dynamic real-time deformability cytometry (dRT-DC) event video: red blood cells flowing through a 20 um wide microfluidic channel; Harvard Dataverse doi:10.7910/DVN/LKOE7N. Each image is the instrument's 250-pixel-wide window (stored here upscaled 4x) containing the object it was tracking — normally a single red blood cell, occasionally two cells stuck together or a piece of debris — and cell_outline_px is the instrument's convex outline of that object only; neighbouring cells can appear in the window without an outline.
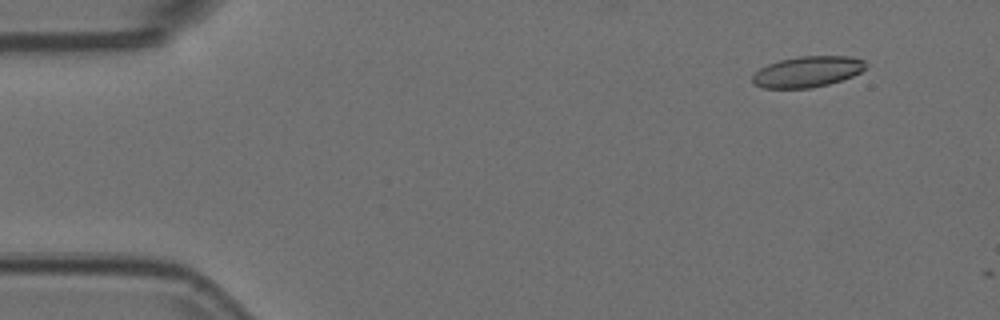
{"species": "Egyptian fruit bat (a non-hibernating species)", "species_latin": "Rousettus aegyptiacus", "temperature_condition": "room temperature", "stored_images_in_passage": 5, "camera_frame_rate_fps": 3000, "um_per_image_px": 0.085, "animal": {"sex": "female"}, "frame": {"image": 1, "passage_image": 1, "time_ms": 0.0, "image_size_px": [1000, 320], "cell_outline_px": [[864, 68], [860, 72], [852, 76], [828, 84], [812, 88], [760, 88], [752, 84], [752, 76], [760, 68], [768, 64], [780, 60], [800, 56], [852, 56], [864, 60]], "centroid_in_image_um": [68.59, 6.1], "position_along_channel_um": 16.4, "area_um2": 20.35}}
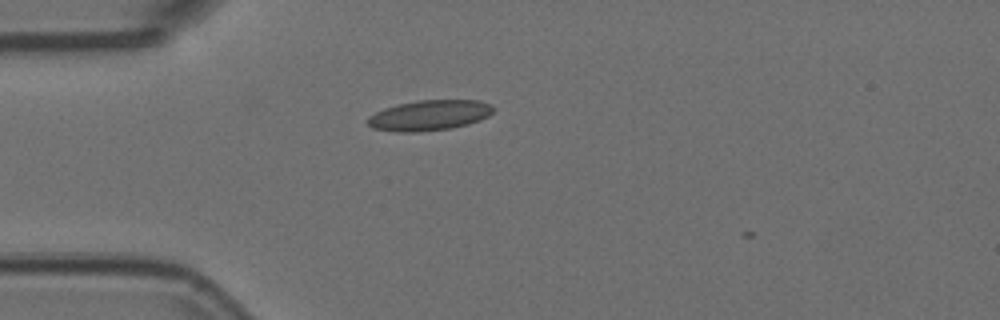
{"frame": {"image": 2, "passage_image": 3, "time_ms": 0.667, "image_size_px": [1000, 320], "cell_outline_px": [[496, 108], [488, 116], [480, 120], [468, 124], [452, 128], [416, 132], [396, 132], [372, 128], [368, 124], [368, 116], [384, 108], [396, 104], [420, 100], [480, 100], [492, 104]], "centroid_in_image_um": [36.52, 9.79], "position_along_channel_um": 48.5, "area_um2": 22.43}}